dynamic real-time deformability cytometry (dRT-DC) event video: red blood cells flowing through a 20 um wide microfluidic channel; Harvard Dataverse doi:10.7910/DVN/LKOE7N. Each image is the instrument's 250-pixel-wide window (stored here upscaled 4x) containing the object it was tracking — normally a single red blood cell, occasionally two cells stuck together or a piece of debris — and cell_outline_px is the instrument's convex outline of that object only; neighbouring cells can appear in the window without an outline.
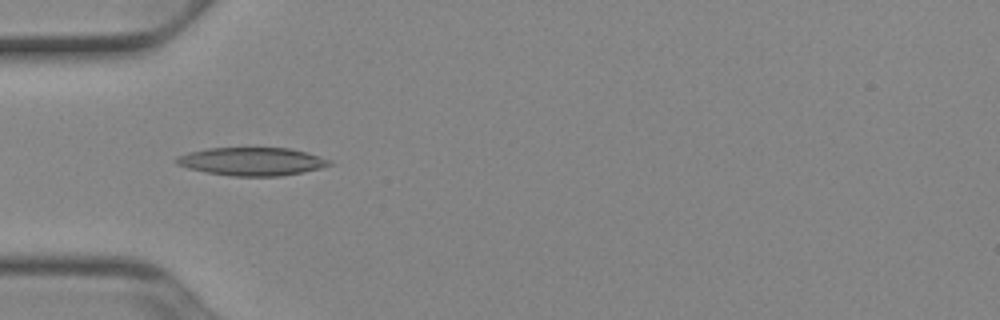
{"species": "Egyptian fruit bat (a non-hibernating species)", "species_latin": "Rousettus aegyptiacus", "temperature_condition": "cold", "stored_images_in_passage": 7, "camera_frame_rate_fps": 3000, "um_per_image_px": 0.085, "animal": {"sex": "female"}, "frame": {"image": 1, "passage_image": 4, "time_ms": 1.0, "image_size_px": [1000, 320], "cell_outline_px": [[332, 164], [320, 168], [280, 176], [232, 176], [208, 172], [188, 168], [176, 164], [172, 160], [176, 156], [188, 152], [208, 148], [292, 148], [320, 156], [332, 160]], "centroid_in_image_um": [21.38, 13.71], "position_along_channel_um": 63.6, "area_um2": 25.09}}
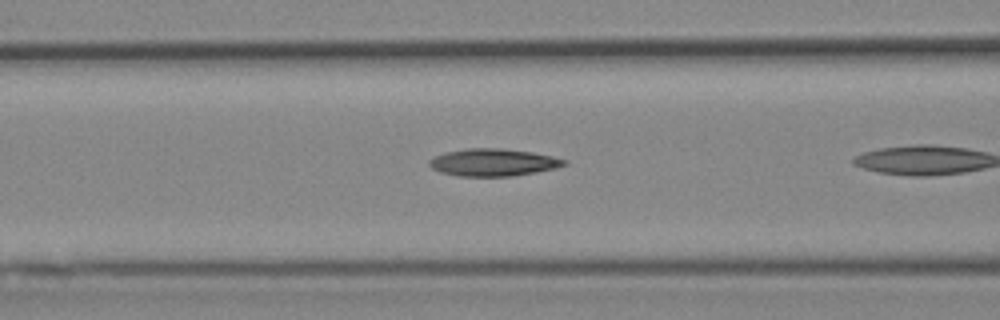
{"frame": {"image": 2, "passage_image": 6, "time_ms": 1.667, "image_size_px": [1000, 320], "cell_outline_px": [[568, 164], [556, 168], [536, 172], [512, 176], [460, 176], [440, 172], [432, 168], [428, 164], [428, 160], [444, 152], [468, 148], [500, 148], [532, 152], [552, 156], [568, 160]], "centroid_in_image_um": [41.93, 13.8], "position_along_channel_um": 124.7, "area_um2": 21.56}}